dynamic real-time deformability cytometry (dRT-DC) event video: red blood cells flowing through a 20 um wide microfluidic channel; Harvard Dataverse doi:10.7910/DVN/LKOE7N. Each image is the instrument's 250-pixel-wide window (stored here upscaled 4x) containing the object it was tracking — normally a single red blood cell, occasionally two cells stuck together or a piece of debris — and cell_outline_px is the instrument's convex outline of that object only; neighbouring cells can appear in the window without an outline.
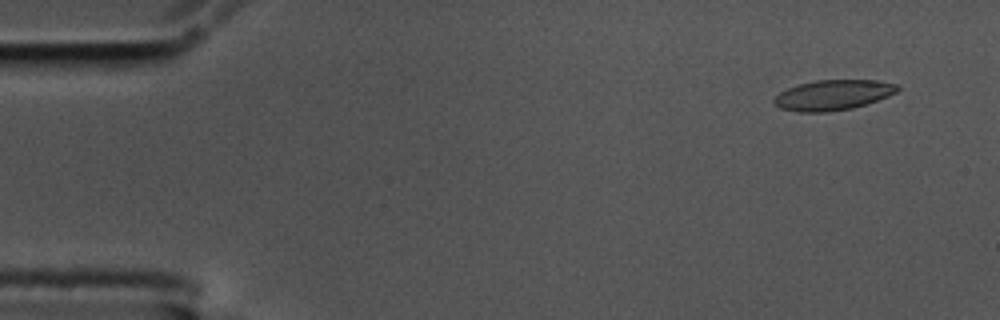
{"species": "common noctule bat (a hibernating species)", "species_latin": "Nyctalus noctula", "temperature_condition": "cold", "stored_images_in_passage": 6, "camera_frame_rate_fps": 3000, "um_per_image_px": 0.085, "animal": {"sex": "male", "body_mass_g": 17.5, "forearm_length_mm": 52.3}, "frame": {"image": 1, "passage_image": 1, "time_ms": 0.0, "image_size_px": [1000, 320], "cell_outline_px": [[900, 88], [896, 92], [888, 96], [852, 108], [828, 112], [800, 112], [780, 108], [772, 100], [780, 92], [788, 88], [800, 84], [816, 80], [880, 80], [900, 84]], "centroid_in_image_um": [70.83, 8.06], "position_along_channel_um": 14.2, "area_um2": 21.68}}
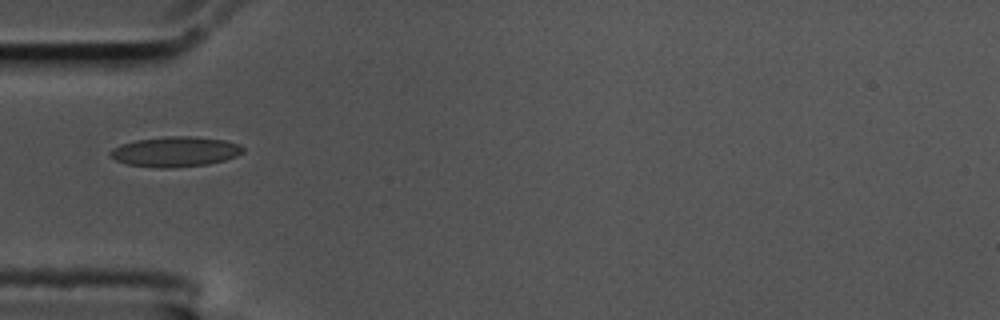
{"frame": {"image": 2, "passage_image": 5, "time_ms": 1.333, "image_size_px": [1000, 320], "cell_outline_px": [[244, 152], [236, 156], [224, 160], [208, 164], [172, 168], [156, 168], [128, 164], [116, 160], [108, 156], [108, 152], [112, 148], [120, 144], [136, 140], [164, 136], [196, 136], [224, 140], [240, 144], [244, 148]], "centroid_in_image_um": [14.88, 12.89], "position_along_channel_um": 70.1, "area_um2": 23.58}}